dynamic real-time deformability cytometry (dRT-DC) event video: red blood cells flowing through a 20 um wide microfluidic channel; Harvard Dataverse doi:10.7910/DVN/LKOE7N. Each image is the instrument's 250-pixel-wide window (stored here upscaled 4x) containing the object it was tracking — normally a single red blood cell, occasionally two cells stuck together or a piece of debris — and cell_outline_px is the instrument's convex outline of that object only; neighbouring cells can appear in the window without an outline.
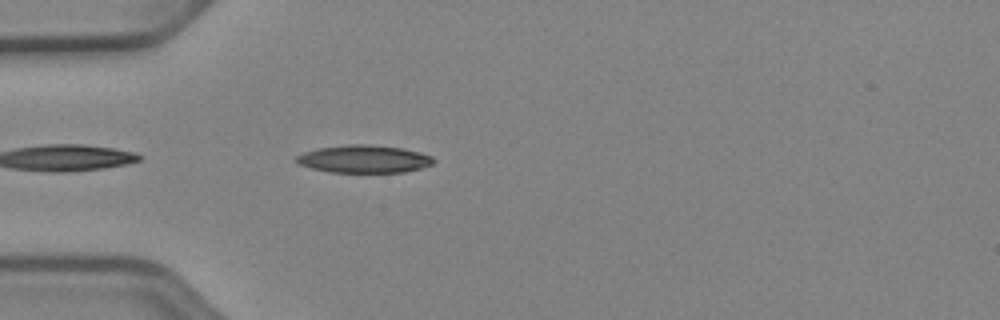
{"species": "Egyptian fruit bat (a non-hibernating species)", "species_latin": "Rousettus aegyptiacus", "temperature_condition": "cold", "stored_images_in_passage": 24, "camera_frame_rate_fps": 3000, "um_per_image_px": 0.085, "animal": {"sex": "female"}, "frame": {"image": 1, "passage_image": 1, "time_ms": 0.0, "image_size_px": [1000, 320], "cell_outline_px": [[436, 160], [432, 164], [420, 168], [404, 172], [332, 172], [312, 168], [300, 164], [296, 160], [296, 156], [304, 152], [320, 148], [348, 144], [368, 144], [404, 148], [420, 152], [432, 156]], "centroid_in_image_um": [30.99, 13.51], "position_along_channel_um": 54.0, "area_um2": 22.02}}
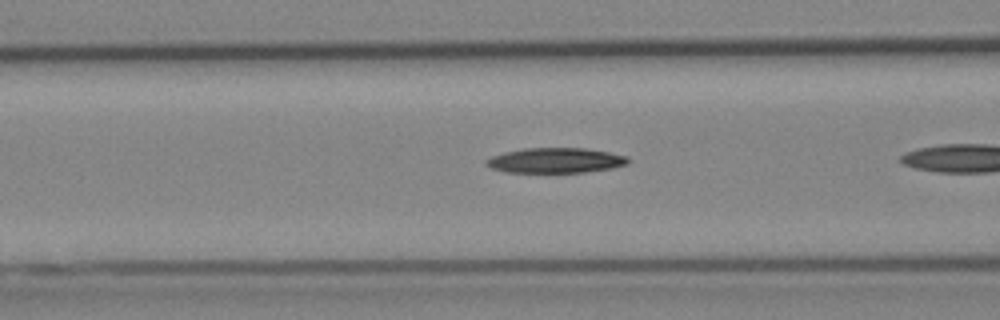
{"frame": {"image": 2, "passage_image": 4, "time_ms": 1.0, "image_size_px": [1000, 320], "cell_outline_px": [[628, 164], [612, 168], [584, 172], [504, 172], [492, 168], [484, 164], [484, 160], [492, 156], [504, 152], [524, 148], [584, 148], [608, 152], [628, 156]], "centroid_in_image_um": [47.19, 13.63], "position_along_channel_um": 119.4, "area_um2": 20.75}}